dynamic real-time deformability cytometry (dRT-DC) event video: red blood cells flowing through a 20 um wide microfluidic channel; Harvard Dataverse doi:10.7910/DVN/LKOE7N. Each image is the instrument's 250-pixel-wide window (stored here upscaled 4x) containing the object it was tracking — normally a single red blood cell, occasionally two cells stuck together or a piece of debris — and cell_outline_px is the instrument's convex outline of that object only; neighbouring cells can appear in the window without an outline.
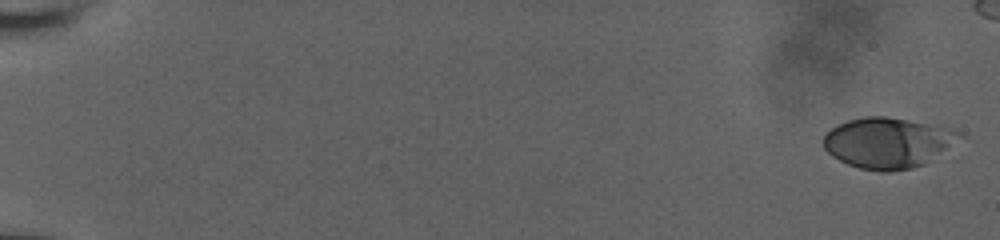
{"species": "human", "species_latin": "Homo sapiens", "temperature_condition": "room temperature", "stored_images_in_passage": 54, "camera_frame_rate_fps": 3000, "um_per_image_px": 0.085, "donor": {"sex": "male"}, "frame": {"image": 1, "passage_image": 1, "time_ms": 0.0, "image_size_px": [1000, 240], "cell_outline_px": [[964, 136], [924, 164], [912, 168], [888, 172], [884, 172], [860, 168], [848, 164], [832, 156], [824, 148], [824, 136], [832, 128], [848, 120], [864, 116], [884, 116], [908, 120], [960, 132]], "centroid_in_image_um": [75.42, 12.14], "position_along_channel_um": 9.6, "area_um2": 39.3}}
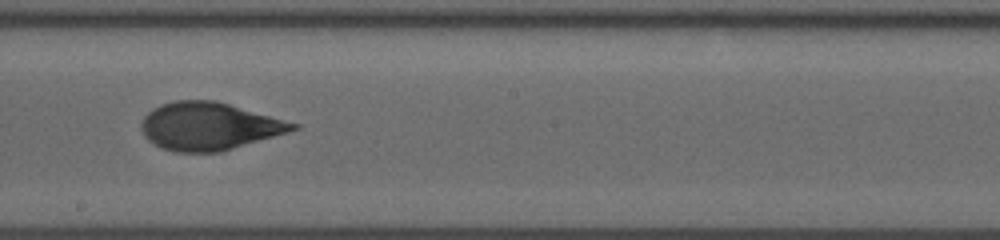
{"frame": {"image": 2, "passage_image": 34, "time_ms": 11.0, "image_size_px": [1000, 240], "cell_outline_px": [[300, 128], [288, 132], [220, 152], [176, 152], [160, 148], [148, 140], [144, 136], [140, 128], [140, 124], [144, 116], [152, 108], [160, 104], [176, 100], [216, 100], [300, 124]], "centroid_in_image_um": [17.74, 10.72], "position_along_channel_um": 230.5, "area_um2": 42.25}}
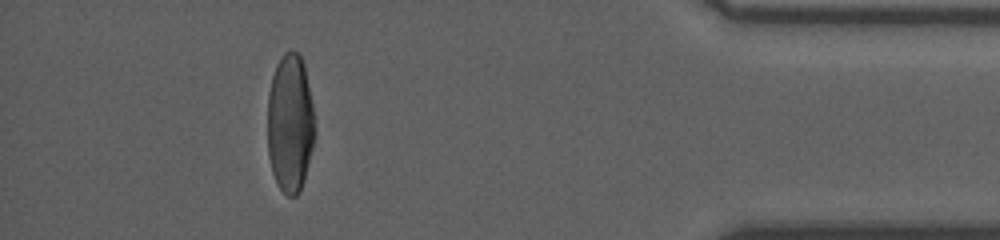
{"frame": {"image": 3, "passage_image": 51, "time_ms": 16.667, "image_size_px": [1000, 240], "cell_outline_px": [[316, 132], [304, 180], [300, 192], [296, 196], [288, 196], [280, 188], [272, 172], [268, 156], [268, 96], [272, 76], [276, 64], [284, 52], [296, 52], [300, 56], [304, 64], [316, 116]], "centroid_in_image_um": [24.68, 10.48], "position_along_channel_um": 410.5, "area_um2": 38.61}}